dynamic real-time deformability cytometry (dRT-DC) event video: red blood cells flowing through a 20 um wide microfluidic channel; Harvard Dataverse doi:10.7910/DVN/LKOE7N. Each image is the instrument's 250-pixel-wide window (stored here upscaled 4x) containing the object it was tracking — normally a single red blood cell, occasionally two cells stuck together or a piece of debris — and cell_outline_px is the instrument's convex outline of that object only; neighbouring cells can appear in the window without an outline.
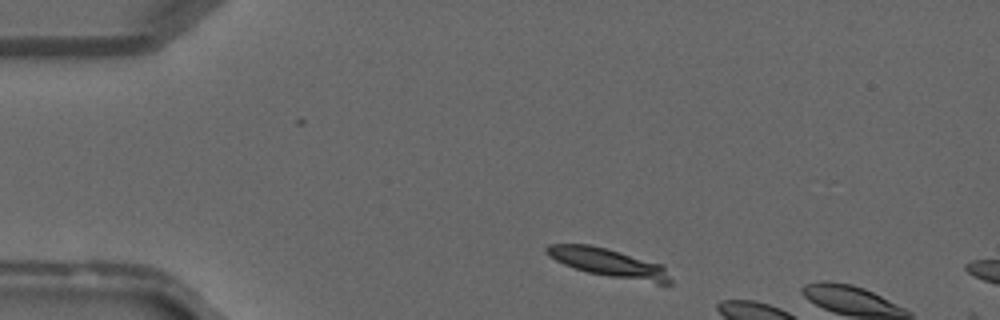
{"species": "common noctule bat (a hibernating species)", "species_latin": "Nyctalus noctula", "temperature_condition": "warm", "stored_images_in_passage": 3, "camera_frame_rate_fps": 3000, "um_per_image_px": 0.085, "animal": {"sex": "male", "forearm_length_mm": 52.5}, "frame": {"image": 1, "passage_image": 1, "time_ms": 0.0, "image_size_px": [1000, 320], "cell_outline_px": [[672, 284], [656, 284], [608, 276], [588, 272], [564, 264], [548, 256], [544, 252], [544, 248], [548, 244], [588, 244], [620, 252], [664, 264], [672, 280]], "centroid_in_image_um": [51.78, 22.35], "position_along_channel_um": 33.2, "area_um2": 20.69}}